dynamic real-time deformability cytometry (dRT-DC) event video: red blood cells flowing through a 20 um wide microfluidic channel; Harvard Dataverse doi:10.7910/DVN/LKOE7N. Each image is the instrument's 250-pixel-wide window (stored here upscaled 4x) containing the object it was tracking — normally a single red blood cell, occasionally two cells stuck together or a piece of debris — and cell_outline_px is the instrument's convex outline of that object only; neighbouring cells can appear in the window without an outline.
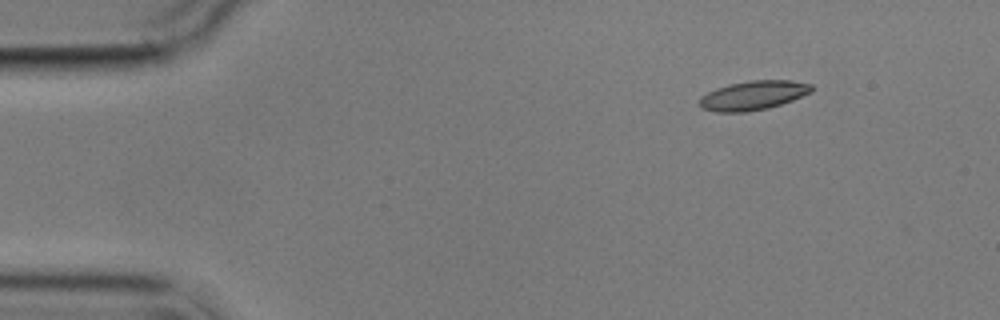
{"species": "common noctule bat (a hibernating species)", "species_latin": "Nyctalus noctula", "temperature_condition": "cold", "stored_images_in_passage": 4, "camera_frame_rate_fps": 3000, "um_per_image_px": 0.085, "animal": {"sex": "male", "body_mass_g": 17.9}, "frame": {"image": 1, "passage_image": 4, "time_ms": 3.667, "image_size_px": [1000, 320], "cell_outline_px": [[812, 92], [792, 100], [768, 108], [748, 112], [716, 112], [700, 108], [696, 104], [700, 96], [716, 88], [728, 84], [752, 80], [792, 80], [812, 84]], "centroid_in_image_um": [63.97, 8.11], "position_along_channel_um": 21.0, "area_um2": 19.31}}